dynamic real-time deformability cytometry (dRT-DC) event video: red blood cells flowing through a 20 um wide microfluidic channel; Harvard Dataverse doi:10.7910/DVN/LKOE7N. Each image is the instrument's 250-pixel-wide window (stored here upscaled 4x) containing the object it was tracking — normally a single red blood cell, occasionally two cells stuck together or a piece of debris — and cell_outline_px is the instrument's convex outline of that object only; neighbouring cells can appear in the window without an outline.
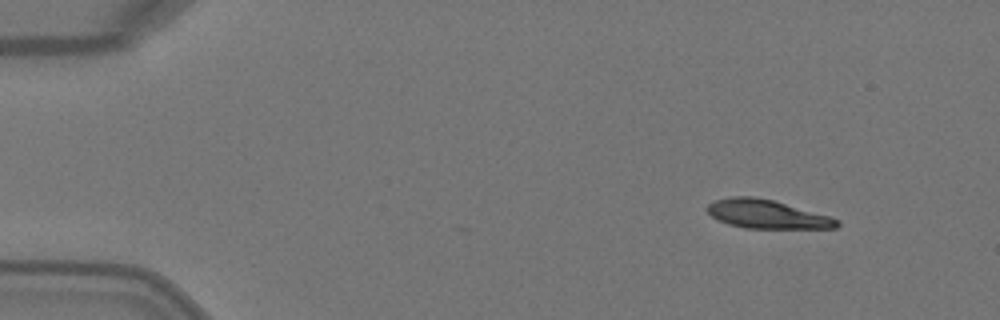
{"species": "Egyptian fruit bat (a non-hibernating species)", "species_latin": "Rousettus aegyptiacus", "temperature_condition": "warm", "stored_images_in_passage": 4, "camera_frame_rate_fps": 3000, "um_per_image_px": 0.085, "animal": {"sex": "female"}, "frame": {"image": 1, "passage_image": 1, "time_ms": 0.0, "image_size_px": [1000, 320], "cell_outline_px": [[840, 224], [836, 228], [744, 228], [728, 224], [716, 220], [704, 208], [708, 204], [716, 200], [732, 196], [752, 196], [772, 200], [828, 216], [840, 220]], "centroid_in_image_um": [65.13, 18.21], "position_along_channel_um": 19.9, "area_um2": 21.5}}
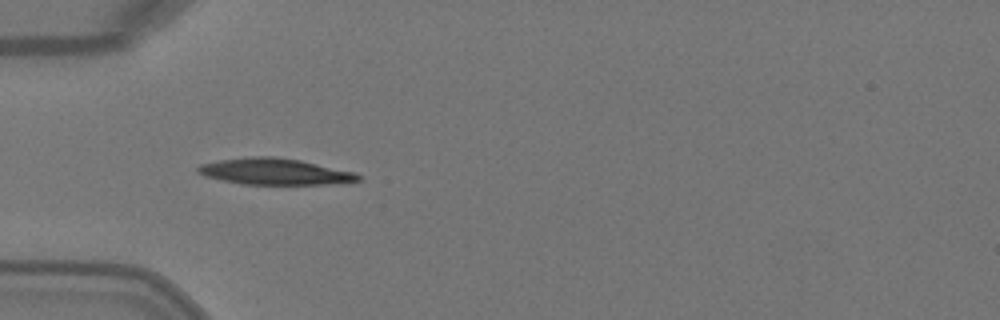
{"frame": {"image": 2, "passage_image": 3, "time_ms": 0.667, "image_size_px": [1000, 320], "cell_outline_px": [[364, 176], [360, 180], [340, 184], [240, 184], [204, 176], [196, 172], [196, 168], [200, 164], [220, 160], [252, 156], [272, 156], [300, 160], [356, 172]], "centroid_in_image_um": [23.39, 14.59], "position_along_channel_um": 61.6, "area_um2": 24.8}}
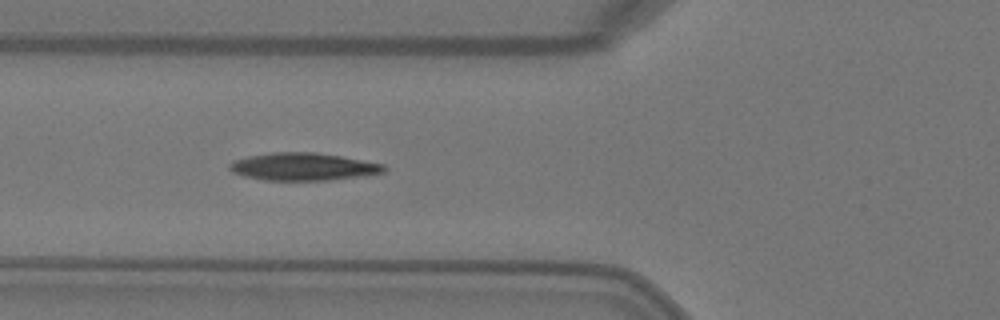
{"frame": {"image": 3, "passage_image": 4, "time_ms": 1.0, "image_size_px": [1000, 320], "cell_outline_px": [[388, 172], [368, 176], [332, 180], [264, 180], [244, 176], [232, 172], [228, 168], [228, 164], [232, 160], [248, 156], [276, 152], [316, 152], [340, 156], [384, 164], [388, 168]], "centroid_in_image_um": [25.82, 14.17], "position_along_channel_um": 100.0, "area_um2": 25.2}}